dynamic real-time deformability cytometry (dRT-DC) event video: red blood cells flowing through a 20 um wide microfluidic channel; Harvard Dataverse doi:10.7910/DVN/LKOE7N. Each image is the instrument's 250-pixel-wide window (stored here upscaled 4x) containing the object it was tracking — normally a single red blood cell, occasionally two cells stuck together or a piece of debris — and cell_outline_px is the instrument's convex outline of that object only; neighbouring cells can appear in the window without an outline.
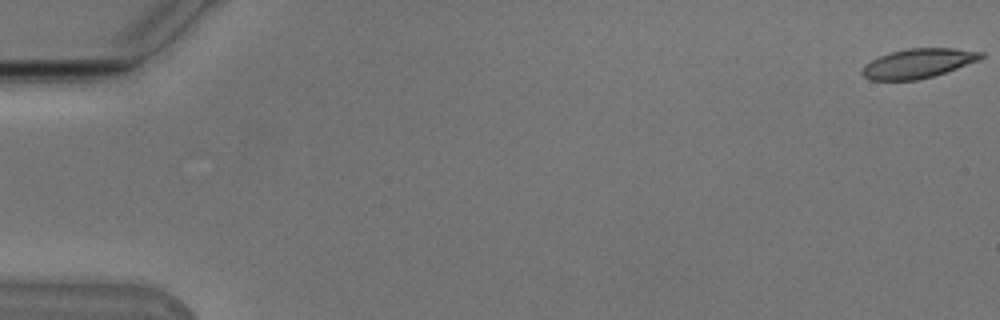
{"species": "Egyptian fruit bat (a non-hibernating species)", "species_latin": "Rousettus aegyptiacus", "temperature_condition": "cold", "stored_images_in_passage": 12, "camera_frame_rate_fps": 3000, "um_per_image_px": 0.085, "animal": {"sex": "male"}, "frame": {"image": 1, "passage_image": 1, "time_ms": 0.0, "image_size_px": [1000, 320], "cell_outline_px": [[984, 56], [980, 60], [932, 76], [916, 80], [868, 80], [860, 72], [864, 64], [880, 56], [892, 52], [908, 48], [952, 48], [984, 52]], "centroid_in_image_um": [78.02, 5.38], "position_along_channel_um": 7.0, "area_um2": 20.23}}